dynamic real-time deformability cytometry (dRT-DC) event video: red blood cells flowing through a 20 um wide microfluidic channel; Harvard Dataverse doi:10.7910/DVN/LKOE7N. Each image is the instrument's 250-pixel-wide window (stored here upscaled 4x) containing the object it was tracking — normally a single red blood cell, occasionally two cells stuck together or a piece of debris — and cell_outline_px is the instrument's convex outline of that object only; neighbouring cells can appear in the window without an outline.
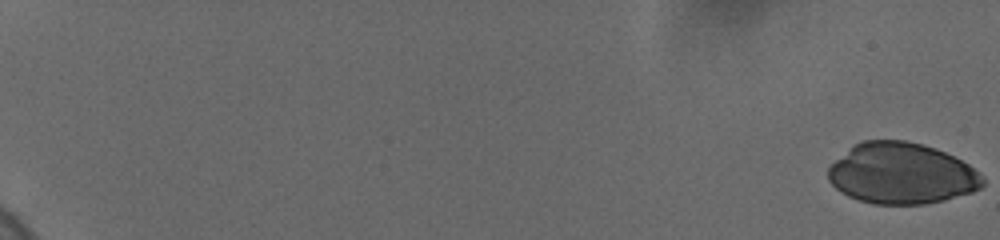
{"species": "human", "species_latin": "Homo sapiens", "temperature_condition": "cold", "stored_images_in_passage": 38, "camera_frame_rate_fps": 3000, "um_per_image_px": 0.085, "donor": {"sex": "female"}, "frame": {"image": 1, "passage_image": 1, "time_ms": 0.0, "image_size_px": [1000, 240], "cell_outline_px": [[984, 184], [980, 188], [972, 192], [944, 200], [924, 204], [872, 204], [848, 196], [840, 192], [828, 180], [828, 168], [848, 148], [864, 140], [904, 140], [924, 144], [936, 148], [968, 164], [980, 172], [984, 180]], "centroid_in_image_um": [76.63, 14.75], "position_along_channel_um": 8.4, "area_um2": 55.03}}
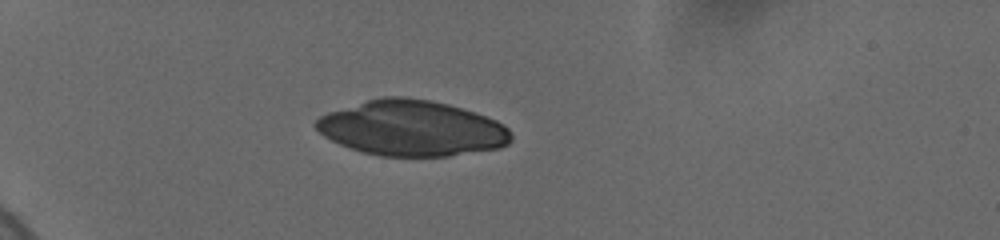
{"frame": {"image": 2, "passage_image": 20, "time_ms": 6.333, "image_size_px": [1000, 240], "cell_outline_px": [[512, 140], [508, 144], [500, 148], [448, 156], [380, 156], [364, 152], [340, 144], [324, 136], [312, 124], [320, 116], [328, 112], [368, 100], [384, 96], [400, 96], [428, 100], [448, 104], [476, 112], [496, 120], [504, 124], [508, 128], [512, 136]], "centroid_in_image_um": [35.03, 10.9], "position_along_channel_um": 50.0, "area_um2": 62.94}}